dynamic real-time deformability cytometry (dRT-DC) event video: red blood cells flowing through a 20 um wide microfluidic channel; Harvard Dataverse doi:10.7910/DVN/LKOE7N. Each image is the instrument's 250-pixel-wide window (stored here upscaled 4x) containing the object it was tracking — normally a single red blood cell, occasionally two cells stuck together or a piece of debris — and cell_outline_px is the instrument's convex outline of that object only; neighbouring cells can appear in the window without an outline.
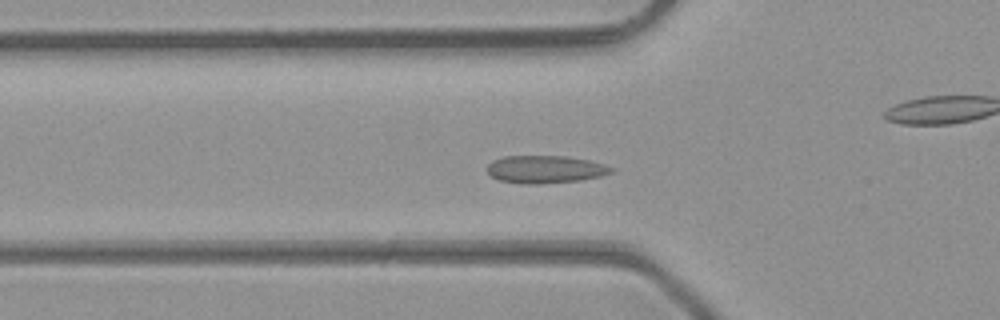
{"species": "common noctule bat (a hibernating species)", "species_latin": "Nyctalus noctula", "temperature_condition": "room temperature", "stored_images_in_passage": 48, "camera_frame_rate_fps": 3000, "um_per_image_px": 0.085, "animal": {"sex": "male", "body_mass_g": 23.1, "forearm_length_mm": 52.7}, "frame": {"image": 1, "passage_image": 16, "time_ms": 5.0, "image_size_px": [1000, 320], "cell_outline_px": [[616, 168], [612, 172], [600, 176], [580, 180], [540, 184], [528, 184], [500, 180], [492, 176], [488, 172], [488, 164], [492, 160], [504, 156], [568, 156], [588, 160], [604, 164]], "centroid_in_image_um": [46.37, 14.38], "position_along_channel_um": 79.4, "area_um2": 19.94}}
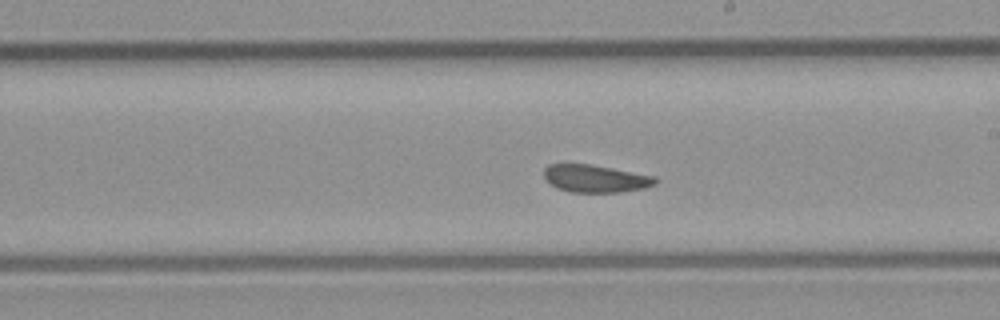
{"frame": {"image": 2, "passage_image": 27, "time_ms": 8.667, "image_size_px": [1000, 320], "cell_outline_px": [[660, 180], [656, 184], [644, 188], [620, 192], [568, 192], [556, 188], [544, 180], [544, 168], [548, 164], [592, 164], [656, 176]], "centroid_in_image_um": [50.61, 15.18], "position_along_channel_um": 238.4, "area_um2": 18.21}}
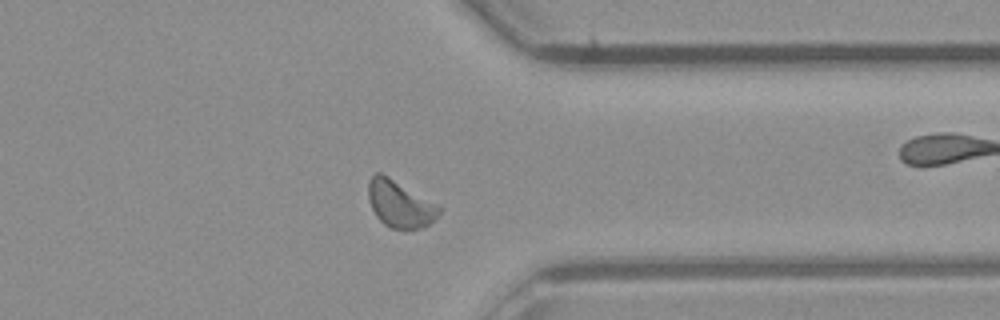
{"frame": {"image": 3, "passage_image": 37, "time_ms": 12.0, "image_size_px": [1000, 320], "cell_outline_px": [[444, 208], [428, 224], [420, 228], [392, 228], [384, 224], [376, 216], [368, 200], [368, 180], [376, 172], [380, 172], [388, 176]], "centroid_in_image_um": [33.96, 17.32], "position_along_channel_um": 377.4, "area_um2": 19.07}}